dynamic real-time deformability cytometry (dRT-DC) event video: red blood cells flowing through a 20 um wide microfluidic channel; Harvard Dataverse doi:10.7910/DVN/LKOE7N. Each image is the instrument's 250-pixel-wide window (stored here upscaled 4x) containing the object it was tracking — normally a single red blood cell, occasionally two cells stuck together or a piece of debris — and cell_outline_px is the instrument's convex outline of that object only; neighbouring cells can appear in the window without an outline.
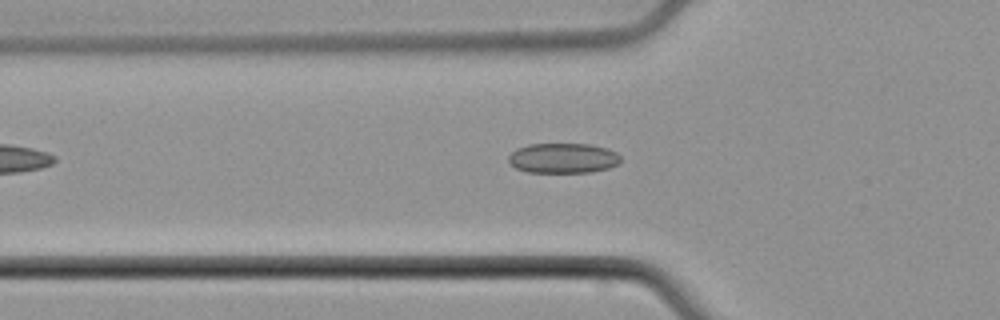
{"species": "common noctule bat (a hibernating species)", "species_latin": "Nyctalus noctula", "temperature_condition": "cold", "stored_images_in_passage": 42, "segment_of_instrument_passage": [1, 2], "camera_frame_rate_fps": 3000, "um_per_image_px": 0.085, "animal": {"sex": "male", "body_mass_g": 21.5, "forearm_length_mm": 52.0}, "frame": {"image": 1, "passage_image": 9, "time_ms": 2.667, "image_size_px": [1000, 320], "cell_outline_px": [[620, 164], [608, 168], [592, 172], [528, 172], [516, 168], [508, 160], [508, 156], [516, 148], [528, 144], [592, 144], [608, 148], [616, 152], [620, 156]], "centroid_in_image_um": [47.89, 13.43], "position_along_channel_um": 77.9, "area_um2": 19.77}}
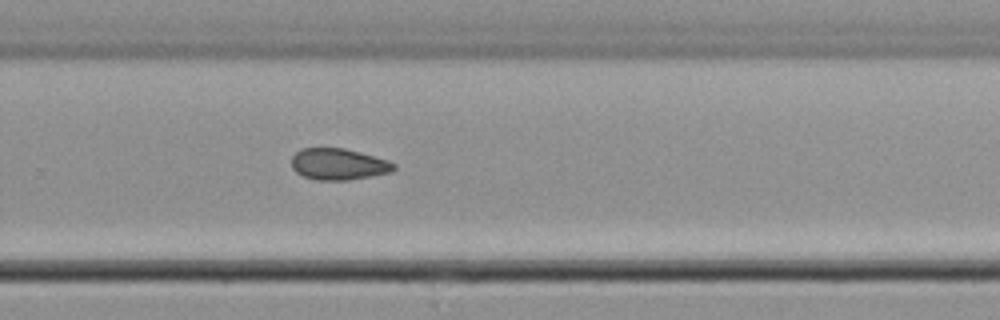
{"frame": {"image": 2, "passage_image": 25, "time_ms": 8.0, "image_size_px": [1000, 320], "cell_outline_px": [[396, 168], [392, 172], [348, 180], [316, 180], [304, 176], [296, 172], [292, 168], [292, 156], [300, 148], [344, 148], [360, 152], [388, 160], [396, 164]], "centroid_in_image_um": [28.77, 13.95], "position_along_channel_um": 301.0, "area_um2": 18.79}}
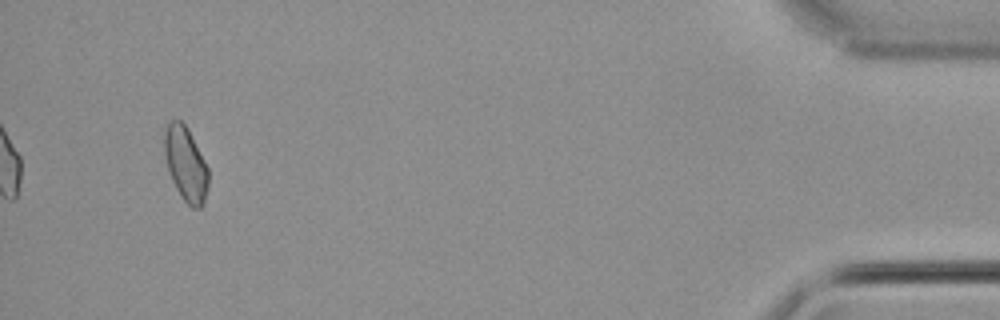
{"frame": {"image": 3, "passage_image": 39, "time_ms": 12.667, "image_size_px": [1000, 320], "cell_outline_px": [[208, 188], [204, 204], [200, 208], [192, 208], [184, 200], [176, 188], [168, 172], [164, 152], [164, 128], [172, 120], [180, 120], [188, 128], [208, 168]], "centroid_in_image_um": [15.78, 13.94], "position_along_channel_um": 419.4, "area_um2": 19.07}}